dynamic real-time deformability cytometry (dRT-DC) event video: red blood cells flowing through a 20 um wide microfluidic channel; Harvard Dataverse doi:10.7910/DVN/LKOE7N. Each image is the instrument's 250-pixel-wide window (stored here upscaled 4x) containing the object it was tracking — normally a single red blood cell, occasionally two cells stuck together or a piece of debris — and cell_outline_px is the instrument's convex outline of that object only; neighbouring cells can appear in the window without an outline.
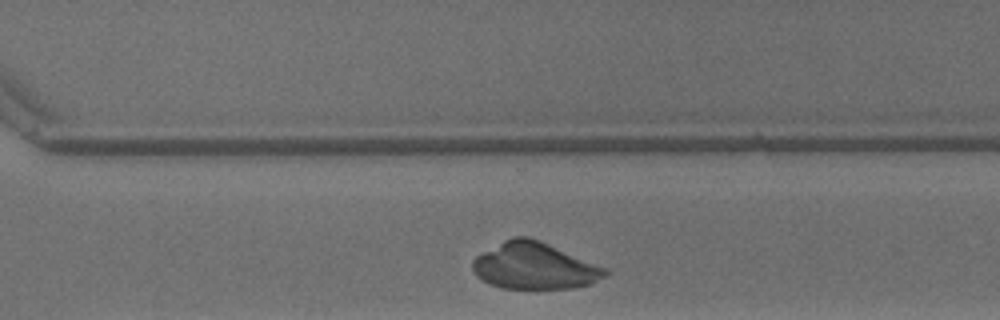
{"species": "common noctule bat (a hibernating species)", "species_latin": "Nyctalus noctula", "temperature_condition": "warm", "stored_images_in_passage": 24, "camera_frame_rate_fps": 3000, "um_per_image_px": 0.085, "animal": {"sex": "male", "body_mass_g": 13.3}, "frame": {"image": 1, "passage_image": 21, "time_ms": 6.667, "image_size_px": [1000, 320], "cell_outline_px": [[608, 272], [604, 276], [592, 284], [572, 288], [500, 288], [488, 284], [476, 276], [472, 268], [472, 260], [476, 256], [504, 240], [512, 236], [528, 236], [540, 240], [604, 268]], "centroid_in_image_um": [45.36, 22.61], "position_along_channel_um": 325.2, "area_um2": 35.72}}
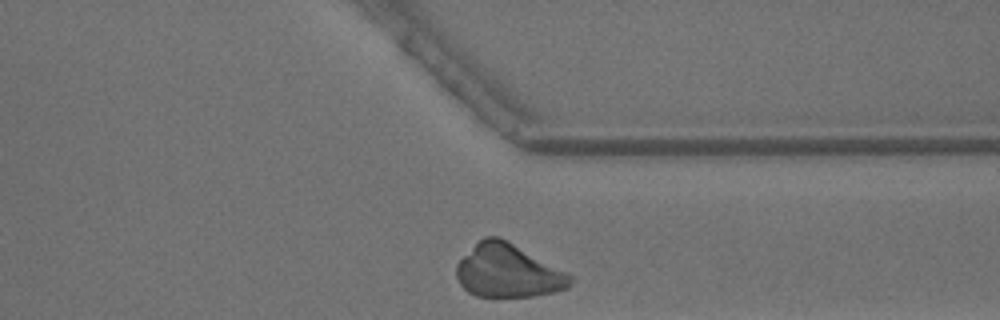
{"frame": {"image": 2, "passage_image": 24, "time_ms": 7.667, "image_size_px": [1000, 320], "cell_outline_px": [[576, 276], [572, 284], [568, 288], [552, 292], [532, 296], [476, 296], [468, 292], [460, 284], [456, 276], [456, 264], [484, 236], [496, 236]], "centroid_in_image_um": [43.21, 23.05], "position_along_channel_um": 368.2, "area_um2": 34.85}}